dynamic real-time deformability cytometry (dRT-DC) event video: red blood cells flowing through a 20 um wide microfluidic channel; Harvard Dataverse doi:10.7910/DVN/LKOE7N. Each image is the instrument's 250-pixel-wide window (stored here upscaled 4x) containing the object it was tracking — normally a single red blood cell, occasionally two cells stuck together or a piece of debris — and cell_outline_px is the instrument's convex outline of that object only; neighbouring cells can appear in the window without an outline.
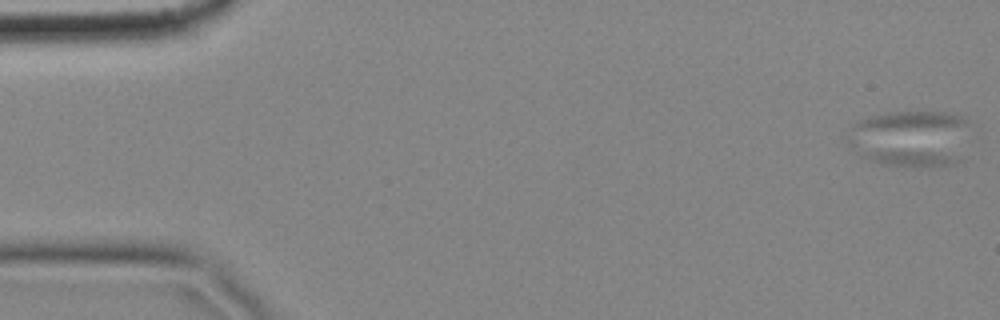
{"species": "common noctule bat (a hibernating species)", "species_latin": "Nyctalus noctula", "temperature_condition": "cold", "stored_images_in_passage": 9, "camera_frame_rate_fps": 3000, "um_per_image_px": 0.085, "animal": {"sex": "female", "body_mass_g": 18.4}, "frame": {"image": 1, "passage_image": 1, "time_ms": 0.0, "image_size_px": [1000, 320], "cell_outline_px": [[968, 124], [960, 160], [956, 164], [884, 164], [868, 160], [860, 156], [848, 144], [844, 136], [852, 124], [860, 120], [872, 116], [892, 112], [952, 112], [968, 116]], "centroid_in_image_um": [77.34, 11.71], "position_along_channel_um": 7.7, "area_um2": 40.11}}
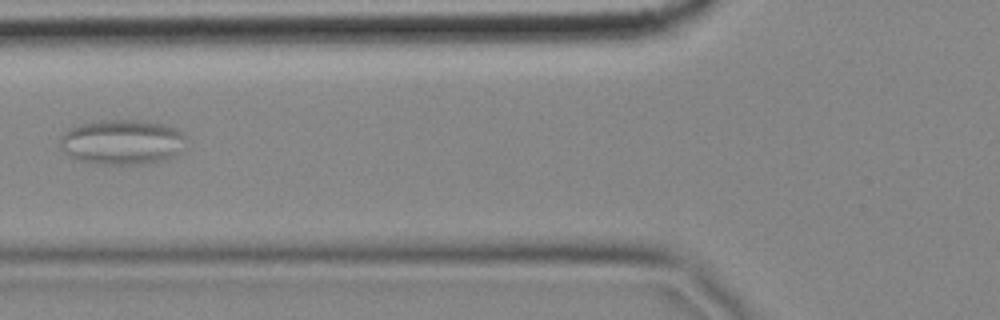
{"frame": {"image": 2, "passage_image": 6, "time_ms": 1.667, "image_size_px": [1000, 320], "cell_outline_px": [[184, 136], [172, 156], [168, 160], [148, 164], [100, 164], [80, 160], [64, 152], [60, 148], [60, 140], [64, 132], [80, 124], [104, 120], [140, 120], [164, 124], [176, 128]], "centroid_in_image_um": [10.32, 12.07], "position_along_channel_um": 115.5, "area_um2": 32.48}}
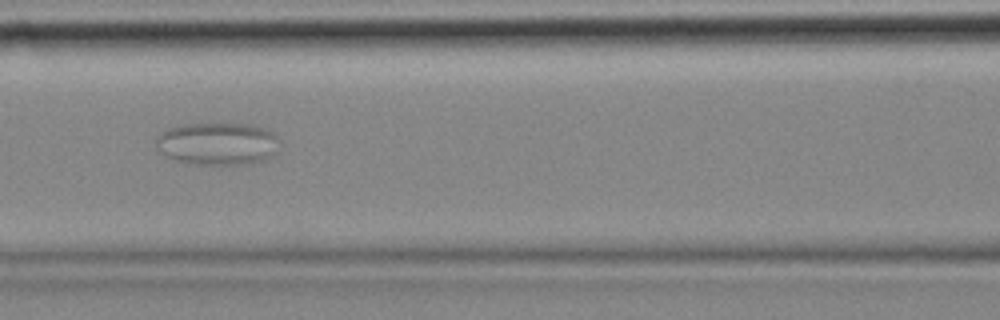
{"frame": {"image": 3, "passage_image": 7, "time_ms": 2.0, "image_size_px": [1000, 320], "cell_outline_px": [[276, 136], [272, 152], [264, 160], [240, 164], [200, 164], [176, 160], [164, 156], [156, 148], [156, 136], [160, 132], [168, 128], [188, 124], [252, 124], [268, 128]], "centroid_in_image_um": [18.4, 12.19], "position_along_channel_um": 148.2, "area_um2": 30.11}}